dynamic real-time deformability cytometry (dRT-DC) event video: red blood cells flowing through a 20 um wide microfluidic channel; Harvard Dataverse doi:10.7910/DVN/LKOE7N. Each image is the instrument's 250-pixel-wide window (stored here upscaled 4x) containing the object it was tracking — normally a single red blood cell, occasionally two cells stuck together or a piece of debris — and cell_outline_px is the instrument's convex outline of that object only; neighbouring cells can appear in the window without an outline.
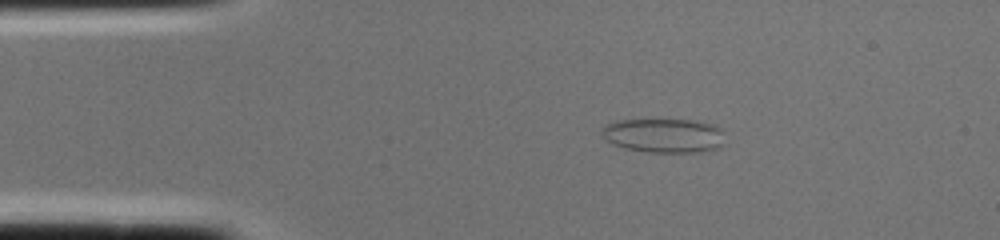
{"species": "common noctule bat (a hibernating species)", "species_latin": "Nyctalus noctula", "temperature_condition": "cold", "stored_images_in_passage": 2, "camera_frame_rate_fps": 3000, "um_per_image_px": 0.085, "animal": {"sex": "female", "body_mass_g": 22.0, "forearm_length_mm": 56.7}, "frame": {"image": 1, "passage_image": 2, "time_ms": 0.333, "image_size_px": [1000, 240], "cell_outline_px": [[724, 144], [720, 148], [700, 152], [648, 152], [624, 148], [612, 144], [600, 132], [604, 124], [620, 120], [696, 120], [712, 124], [720, 128]], "centroid_in_image_um": [56.43, 11.52], "position_along_channel_um": 28.6, "area_um2": 24.62}}